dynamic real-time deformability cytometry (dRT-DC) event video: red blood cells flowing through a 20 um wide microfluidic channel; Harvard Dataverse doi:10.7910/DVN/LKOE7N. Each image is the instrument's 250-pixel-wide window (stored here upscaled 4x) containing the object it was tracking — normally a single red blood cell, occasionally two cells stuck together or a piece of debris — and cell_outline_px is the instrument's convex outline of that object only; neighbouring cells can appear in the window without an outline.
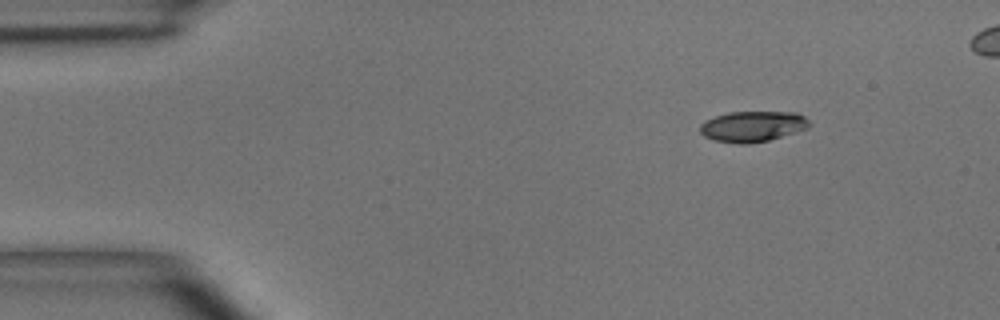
{"species": "common noctule bat (a hibernating species)", "species_latin": "Nyctalus noctula", "temperature_condition": "room temperature", "stored_images_in_passage": 4, "camera_frame_rate_fps": 3000, "um_per_image_px": 0.085, "animal": {"sex": "male", "body_mass_g": 15.6}, "frame": {"image": 1, "passage_image": 1, "time_ms": 0.0, "image_size_px": [1000, 320], "cell_outline_px": [[808, 128], [768, 140], [748, 144], [736, 144], [716, 140], [704, 136], [700, 132], [700, 124], [704, 120], [728, 112], [796, 112], [804, 116], [808, 120]], "centroid_in_image_um": [63.94, 10.74], "position_along_channel_um": 21.1, "area_um2": 19.42}}